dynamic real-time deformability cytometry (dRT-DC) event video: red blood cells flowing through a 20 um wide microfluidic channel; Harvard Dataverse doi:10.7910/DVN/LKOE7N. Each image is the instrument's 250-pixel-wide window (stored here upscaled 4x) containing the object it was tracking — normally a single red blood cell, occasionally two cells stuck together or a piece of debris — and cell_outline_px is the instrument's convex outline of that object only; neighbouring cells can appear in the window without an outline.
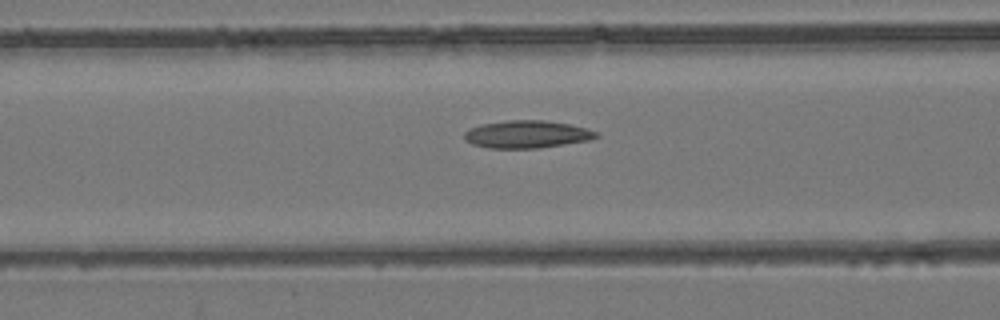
{"species": "common noctule bat (a hibernating species)", "species_latin": "Nyctalus noctula", "temperature_condition": "room temperature", "stored_images_in_passage": 55, "camera_frame_rate_fps": 3000, "um_per_image_px": 0.085, "animal": {"sex": "female", "body_mass_g": 24.6, "forearm_length_mm": 56.2}, "frame": {"image": 1, "passage_image": 23, "time_ms": 7.333, "image_size_px": [1000, 320], "cell_outline_px": [[600, 136], [588, 140], [540, 148], [488, 148], [472, 144], [464, 140], [464, 132], [480, 124], [508, 120], [544, 120], [568, 124], [584, 128], [596, 132]], "centroid_in_image_um": [44.74, 11.42], "position_along_channel_um": 121.9, "area_um2": 21.04}}
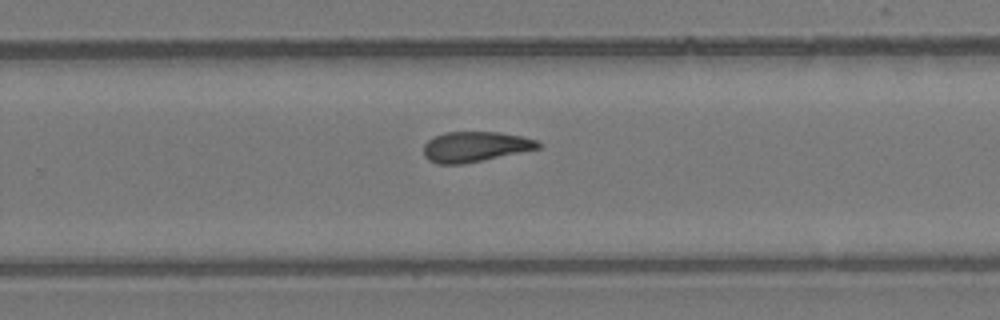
{"frame": {"image": 2, "passage_image": 36, "time_ms": 11.667, "image_size_px": [1000, 320], "cell_outline_px": [[540, 148], [464, 164], [436, 164], [428, 160], [424, 156], [424, 144], [428, 140], [444, 132], [500, 132], [520, 136], [536, 140], [540, 144]], "centroid_in_image_um": [40.35, 12.47], "position_along_channel_um": 289.5, "area_um2": 20.11}}
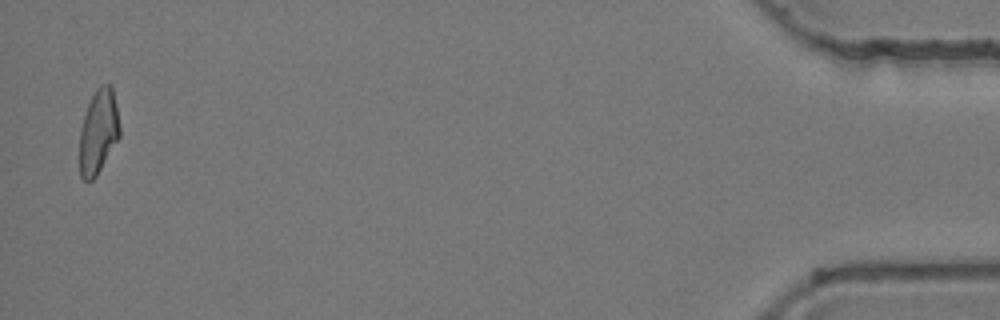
{"frame": {"image": 3, "passage_image": 54, "time_ms": 17.667, "image_size_px": [1000, 320], "cell_outline_px": [[120, 136], [96, 176], [92, 180], [84, 180], [80, 176], [80, 128], [88, 104], [96, 88], [100, 84], [112, 84], [116, 104], [120, 128]], "centroid_in_image_um": [8.37, 11.16], "position_along_channel_um": 426.8, "area_um2": 19.65}, "authors_computed_cell_mechanics": {"area_um2": 20.808, "velocity_mm_per_s": 3.8708, "shape_relaxation_time_tau1_ms": null, "shape_relaxation_time_tau2_ms": 4.3497, "deformation_change_tau1": null, "deformation_change_tau2": 0.1131}}